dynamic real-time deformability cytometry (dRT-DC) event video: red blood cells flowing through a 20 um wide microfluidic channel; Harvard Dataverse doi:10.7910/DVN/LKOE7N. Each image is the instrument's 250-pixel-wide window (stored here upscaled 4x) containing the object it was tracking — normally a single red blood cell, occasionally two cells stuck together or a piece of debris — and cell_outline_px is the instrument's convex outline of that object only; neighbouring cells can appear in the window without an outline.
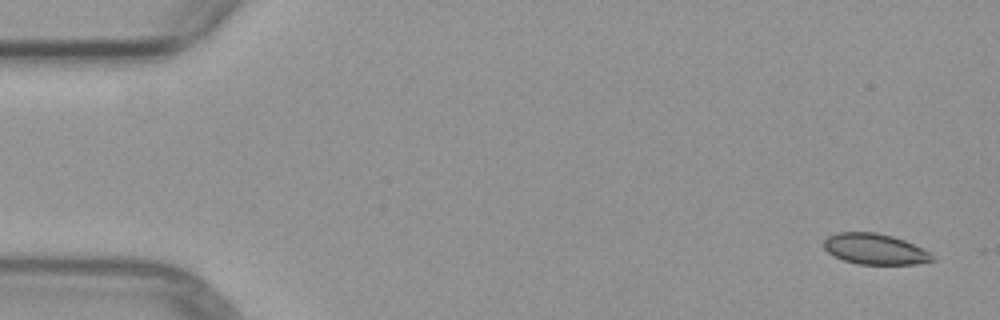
{"species": "common noctule bat (a hibernating species)", "species_latin": "Nyctalus noctula", "temperature_condition": "warm", "stored_images_in_passage": 3, "camera_frame_rate_fps": 3000, "um_per_image_px": 0.085, "animal": {"sex": "female", "body_mass_g": 29.2, "forearm_length_mm": 56.3}, "frame": {"image": 1, "passage_image": 1, "time_ms": 0.0, "image_size_px": [1000, 320], "cell_outline_px": [[936, 260], [916, 264], [860, 264], [844, 260], [832, 256], [824, 248], [824, 240], [828, 236], [840, 232], [876, 232], [892, 236], [904, 240], [928, 252]], "centroid_in_image_um": [74.33, 21.17], "position_along_channel_um": 10.7, "area_um2": 19.25}}